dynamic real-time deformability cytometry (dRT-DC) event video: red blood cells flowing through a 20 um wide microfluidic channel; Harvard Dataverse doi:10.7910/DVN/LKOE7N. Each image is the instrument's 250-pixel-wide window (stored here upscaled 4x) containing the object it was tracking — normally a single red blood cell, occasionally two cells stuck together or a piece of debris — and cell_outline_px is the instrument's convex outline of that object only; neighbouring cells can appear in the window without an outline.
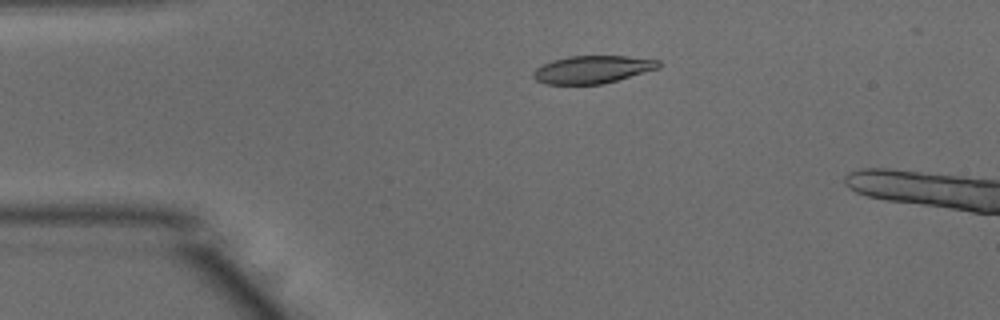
{"species": "common noctule bat (a hibernating species)", "species_latin": "Nyctalus noctula", "temperature_condition": "warm", "stored_images_in_passage": 15, "camera_frame_rate_fps": 3000, "um_per_image_px": 0.085, "animal": {"sex": "male", "body_mass_g": 15.6}, "frame": {"image": 1, "passage_image": 11, "time_ms": 3.333, "image_size_px": [1000, 320], "cell_outline_px": [[660, 68], [604, 84], [544, 84], [536, 80], [532, 76], [532, 72], [536, 68], [552, 60], [568, 56], [628, 56], [660, 60]], "centroid_in_image_um": [50.37, 5.9], "position_along_channel_um": 34.6, "area_um2": 20.35}}